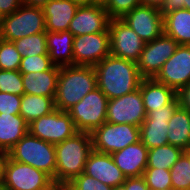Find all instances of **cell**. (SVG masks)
<instances>
[{"instance_id":"obj_1","label":"cell","mask_w":190,"mask_h":190,"mask_svg":"<svg viewBox=\"0 0 190 190\" xmlns=\"http://www.w3.org/2000/svg\"><path fill=\"white\" fill-rule=\"evenodd\" d=\"M97 87L110 100L139 89L143 79L138 71L137 62L107 56L94 66Z\"/></svg>"},{"instance_id":"obj_2","label":"cell","mask_w":190,"mask_h":190,"mask_svg":"<svg viewBox=\"0 0 190 190\" xmlns=\"http://www.w3.org/2000/svg\"><path fill=\"white\" fill-rule=\"evenodd\" d=\"M97 88L96 71L92 66H60L55 109L68 111L87 93Z\"/></svg>"},{"instance_id":"obj_3","label":"cell","mask_w":190,"mask_h":190,"mask_svg":"<svg viewBox=\"0 0 190 190\" xmlns=\"http://www.w3.org/2000/svg\"><path fill=\"white\" fill-rule=\"evenodd\" d=\"M55 182L70 183L84 173L85 163L93 150L91 133L77 132L74 136L55 145Z\"/></svg>"},{"instance_id":"obj_4","label":"cell","mask_w":190,"mask_h":190,"mask_svg":"<svg viewBox=\"0 0 190 190\" xmlns=\"http://www.w3.org/2000/svg\"><path fill=\"white\" fill-rule=\"evenodd\" d=\"M7 155L11 160L46 172L55 181L56 150L54 144L28 132L7 152Z\"/></svg>"},{"instance_id":"obj_5","label":"cell","mask_w":190,"mask_h":190,"mask_svg":"<svg viewBox=\"0 0 190 190\" xmlns=\"http://www.w3.org/2000/svg\"><path fill=\"white\" fill-rule=\"evenodd\" d=\"M46 32L42 7L22 4L14 13L0 18V39L13 42L17 39Z\"/></svg>"},{"instance_id":"obj_6","label":"cell","mask_w":190,"mask_h":190,"mask_svg":"<svg viewBox=\"0 0 190 190\" xmlns=\"http://www.w3.org/2000/svg\"><path fill=\"white\" fill-rule=\"evenodd\" d=\"M108 101L106 95L97 87L72 106L67 112L77 131L92 133L105 123Z\"/></svg>"},{"instance_id":"obj_7","label":"cell","mask_w":190,"mask_h":190,"mask_svg":"<svg viewBox=\"0 0 190 190\" xmlns=\"http://www.w3.org/2000/svg\"><path fill=\"white\" fill-rule=\"evenodd\" d=\"M93 150L112 154L140 141V128L105 122L91 133Z\"/></svg>"},{"instance_id":"obj_8","label":"cell","mask_w":190,"mask_h":190,"mask_svg":"<svg viewBox=\"0 0 190 190\" xmlns=\"http://www.w3.org/2000/svg\"><path fill=\"white\" fill-rule=\"evenodd\" d=\"M28 132L51 144H58L78 131L70 114L58 109L28 124Z\"/></svg>"},{"instance_id":"obj_9","label":"cell","mask_w":190,"mask_h":190,"mask_svg":"<svg viewBox=\"0 0 190 190\" xmlns=\"http://www.w3.org/2000/svg\"><path fill=\"white\" fill-rule=\"evenodd\" d=\"M53 182V178L46 172L11 160L7 156L3 176V184L7 190H42Z\"/></svg>"},{"instance_id":"obj_10","label":"cell","mask_w":190,"mask_h":190,"mask_svg":"<svg viewBox=\"0 0 190 190\" xmlns=\"http://www.w3.org/2000/svg\"><path fill=\"white\" fill-rule=\"evenodd\" d=\"M179 44L163 33L153 41L145 43L137 61L138 71L143 79H152L160 72L163 64L174 54Z\"/></svg>"},{"instance_id":"obj_11","label":"cell","mask_w":190,"mask_h":190,"mask_svg":"<svg viewBox=\"0 0 190 190\" xmlns=\"http://www.w3.org/2000/svg\"><path fill=\"white\" fill-rule=\"evenodd\" d=\"M110 55V33L104 32L75 36L73 40V65L92 66Z\"/></svg>"},{"instance_id":"obj_12","label":"cell","mask_w":190,"mask_h":190,"mask_svg":"<svg viewBox=\"0 0 190 190\" xmlns=\"http://www.w3.org/2000/svg\"><path fill=\"white\" fill-rule=\"evenodd\" d=\"M108 29L110 55L137 62L146 42L121 19H110Z\"/></svg>"},{"instance_id":"obj_13","label":"cell","mask_w":190,"mask_h":190,"mask_svg":"<svg viewBox=\"0 0 190 190\" xmlns=\"http://www.w3.org/2000/svg\"><path fill=\"white\" fill-rule=\"evenodd\" d=\"M146 116L140 89L108 101L106 122L140 127Z\"/></svg>"},{"instance_id":"obj_14","label":"cell","mask_w":190,"mask_h":190,"mask_svg":"<svg viewBox=\"0 0 190 190\" xmlns=\"http://www.w3.org/2000/svg\"><path fill=\"white\" fill-rule=\"evenodd\" d=\"M179 107L177 98L163 108L150 111L140 128V141L148 148H156L168 144V121Z\"/></svg>"},{"instance_id":"obj_15","label":"cell","mask_w":190,"mask_h":190,"mask_svg":"<svg viewBox=\"0 0 190 190\" xmlns=\"http://www.w3.org/2000/svg\"><path fill=\"white\" fill-rule=\"evenodd\" d=\"M121 20L146 43L164 33L163 13L155 7L140 5L125 14Z\"/></svg>"},{"instance_id":"obj_16","label":"cell","mask_w":190,"mask_h":190,"mask_svg":"<svg viewBox=\"0 0 190 190\" xmlns=\"http://www.w3.org/2000/svg\"><path fill=\"white\" fill-rule=\"evenodd\" d=\"M176 92L190 83V45H179L154 78Z\"/></svg>"},{"instance_id":"obj_17","label":"cell","mask_w":190,"mask_h":190,"mask_svg":"<svg viewBox=\"0 0 190 190\" xmlns=\"http://www.w3.org/2000/svg\"><path fill=\"white\" fill-rule=\"evenodd\" d=\"M109 21L110 17L103 5L79 6L70 22L68 31L74 37L104 32L108 28Z\"/></svg>"},{"instance_id":"obj_18","label":"cell","mask_w":190,"mask_h":190,"mask_svg":"<svg viewBox=\"0 0 190 190\" xmlns=\"http://www.w3.org/2000/svg\"><path fill=\"white\" fill-rule=\"evenodd\" d=\"M84 174L112 188L121 186L126 179L122 171L116 166L111 154L95 150H92L87 158Z\"/></svg>"},{"instance_id":"obj_19","label":"cell","mask_w":190,"mask_h":190,"mask_svg":"<svg viewBox=\"0 0 190 190\" xmlns=\"http://www.w3.org/2000/svg\"><path fill=\"white\" fill-rule=\"evenodd\" d=\"M148 150L141 141H138L111 155L126 178L141 177L147 168Z\"/></svg>"},{"instance_id":"obj_20","label":"cell","mask_w":190,"mask_h":190,"mask_svg":"<svg viewBox=\"0 0 190 190\" xmlns=\"http://www.w3.org/2000/svg\"><path fill=\"white\" fill-rule=\"evenodd\" d=\"M78 7L72 0H49L42 7L46 31H67Z\"/></svg>"},{"instance_id":"obj_21","label":"cell","mask_w":190,"mask_h":190,"mask_svg":"<svg viewBox=\"0 0 190 190\" xmlns=\"http://www.w3.org/2000/svg\"><path fill=\"white\" fill-rule=\"evenodd\" d=\"M59 73L60 66L57 65L47 71L21 73L24 93L55 99Z\"/></svg>"},{"instance_id":"obj_22","label":"cell","mask_w":190,"mask_h":190,"mask_svg":"<svg viewBox=\"0 0 190 190\" xmlns=\"http://www.w3.org/2000/svg\"><path fill=\"white\" fill-rule=\"evenodd\" d=\"M146 113L161 109L176 99V91L165 84L157 82L154 78L142 79L139 85Z\"/></svg>"},{"instance_id":"obj_23","label":"cell","mask_w":190,"mask_h":190,"mask_svg":"<svg viewBox=\"0 0 190 190\" xmlns=\"http://www.w3.org/2000/svg\"><path fill=\"white\" fill-rule=\"evenodd\" d=\"M47 50L51 61L57 66L73 65V40L70 31H46Z\"/></svg>"},{"instance_id":"obj_24","label":"cell","mask_w":190,"mask_h":190,"mask_svg":"<svg viewBox=\"0 0 190 190\" xmlns=\"http://www.w3.org/2000/svg\"><path fill=\"white\" fill-rule=\"evenodd\" d=\"M28 133V124L20 114L0 113V151L7 153Z\"/></svg>"},{"instance_id":"obj_25","label":"cell","mask_w":190,"mask_h":190,"mask_svg":"<svg viewBox=\"0 0 190 190\" xmlns=\"http://www.w3.org/2000/svg\"><path fill=\"white\" fill-rule=\"evenodd\" d=\"M168 144L188 151L190 149V112L178 107L168 121Z\"/></svg>"},{"instance_id":"obj_26","label":"cell","mask_w":190,"mask_h":190,"mask_svg":"<svg viewBox=\"0 0 190 190\" xmlns=\"http://www.w3.org/2000/svg\"><path fill=\"white\" fill-rule=\"evenodd\" d=\"M164 33L179 45H190V10L178 9L166 13Z\"/></svg>"},{"instance_id":"obj_27","label":"cell","mask_w":190,"mask_h":190,"mask_svg":"<svg viewBox=\"0 0 190 190\" xmlns=\"http://www.w3.org/2000/svg\"><path fill=\"white\" fill-rule=\"evenodd\" d=\"M55 110V103L52 97L23 94L20 103V115L27 124L50 114Z\"/></svg>"},{"instance_id":"obj_28","label":"cell","mask_w":190,"mask_h":190,"mask_svg":"<svg viewBox=\"0 0 190 190\" xmlns=\"http://www.w3.org/2000/svg\"><path fill=\"white\" fill-rule=\"evenodd\" d=\"M184 152L170 144L151 148L148 150L147 168L170 170Z\"/></svg>"},{"instance_id":"obj_29","label":"cell","mask_w":190,"mask_h":190,"mask_svg":"<svg viewBox=\"0 0 190 190\" xmlns=\"http://www.w3.org/2000/svg\"><path fill=\"white\" fill-rule=\"evenodd\" d=\"M21 57L48 55L46 32L29 35L13 41Z\"/></svg>"},{"instance_id":"obj_30","label":"cell","mask_w":190,"mask_h":190,"mask_svg":"<svg viewBox=\"0 0 190 190\" xmlns=\"http://www.w3.org/2000/svg\"><path fill=\"white\" fill-rule=\"evenodd\" d=\"M170 174L174 190H190V158L185 153L171 167Z\"/></svg>"},{"instance_id":"obj_31","label":"cell","mask_w":190,"mask_h":190,"mask_svg":"<svg viewBox=\"0 0 190 190\" xmlns=\"http://www.w3.org/2000/svg\"><path fill=\"white\" fill-rule=\"evenodd\" d=\"M21 58L13 42L0 39V70H19Z\"/></svg>"},{"instance_id":"obj_32","label":"cell","mask_w":190,"mask_h":190,"mask_svg":"<svg viewBox=\"0 0 190 190\" xmlns=\"http://www.w3.org/2000/svg\"><path fill=\"white\" fill-rule=\"evenodd\" d=\"M0 92L22 96L24 87L19 70H0Z\"/></svg>"},{"instance_id":"obj_33","label":"cell","mask_w":190,"mask_h":190,"mask_svg":"<svg viewBox=\"0 0 190 190\" xmlns=\"http://www.w3.org/2000/svg\"><path fill=\"white\" fill-rule=\"evenodd\" d=\"M142 177L149 189H169L172 188L170 170L158 168H146Z\"/></svg>"},{"instance_id":"obj_34","label":"cell","mask_w":190,"mask_h":190,"mask_svg":"<svg viewBox=\"0 0 190 190\" xmlns=\"http://www.w3.org/2000/svg\"><path fill=\"white\" fill-rule=\"evenodd\" d=\"M54 65L49 55L26 56L21 58L19 72H42L50 70Z\"/></svg>"},{"instance_id":"obj_35","label":"cell","mask_w":190,"mask_h":190,"mask_svg":"<svg viewBox=\"0 0 190 190\" xmlns=\"http://www.w3.org/2000/svg\"><path fill=\"white\" fill-rule=\"evenodd\" d=\"M141 5V0H109L104 6L110 19H121L135 7Z\"/></svg>"},{"instance_id":"obj_36","label":"cell","mask_w":190,"mask_h":190,"mask_svg":"<svg viewBox=\"0 0 190 190\" xmlns=\"http://www.w3.org/2000/svg\"><path fill=\"white\" fill-rule=\"evenodd\" d=\"M68 190H112V187L84 173L67 184Z\"/></svg>"},{"instance_id":"obj_37","label":"cell","mask_w":190,"mask_h":190,"mask_svg":"<svg viewBox=\"0 0 190 190\" xmlns=\"http://www.w3.org/2000/svg\"><path fill=\"white\" fill-rule=\"evenodd\" d=\"M21 96L0 92V113L20 114Z\"/></svg>"},{"instance_id":"obj_38","label":"cell","mask_w":190,"mask_h":190,"mask_svg":"<svg viewBox=\"0 0 190 190\" xmlns=\"http://www.w3.org/2000/svg\"><path fill=\"white\" fill-rule=\"evenodd\" d=\"M22 4V0H0V18L14 13Z\"/></svg>"},{"instance_id":"obj_39","label":"cell","mask_w":190,"mask_h":190,"mask_svg":"<svg viewBox=\"0 0 190 190\" xmlns=\"http://www.w3.org/2000/svg\"><path fill=\"white\" fill-rule=\"evenodd\" d=\"M176 98L179 107L190 112V83L176 92Z\"/></svg>"},{"instance_id":"obj_40","label":"cell","mask_w":190,"mask_h":190,"mask_svg":"<svg viewBox=\"0 0 190 190\" xmlns=\"http://www.w3.org/2000/svg\"><path fill=\"white\" fill-rule=\"evenodd\" d=\"M122 185L125 190H150L142 176L126 178Z\"/></svg>"},{"instance_id":"obj_41","label":"cell","mask_w":190,"mask_h":190,"mask_svg":"<svg viewBox=\"0 0 190 190\" xmlns=\"http://www.w3.org/2000/svg\"><path fill=\"white\" fill-rule=\"evenodd\" d=\"M182 9V0H166L161 12L163 13V16L171 11Z\"/></svg>"},{"instance_id":"obj_42","label":"cell","mask_w":190,"mask_h":190,"mask_svg":"<svg viewBox=\"0 0 190 190\" xmlns=\"http://www.w3.org/2000/svg\"><path fill=\"white\" fill-rule=\"evenodd\" d=\"M166 0H141V5L162 9Z\"/></svg>"},{"instance_id":"obj_43","label":"cell","mask_w":190,"mask_h":190,"mask_svg":"<svg viewBox=\"0 0 190 190\" xmlns=\"http://www.w3.org/2000/svg\"><path fill=\"white\" fill-rule=\"evenodd\" d=\"M7 153L0 151V182H3L4 165L7 159Z\"/></svg>"},{"instance_id":"obj_44","label":"cell","mask_w":190,"mask_h":190,"mask_svg":"<svg viewBox=\"0 0 190 190\" xmlns=\"http://www.w3.org/2000/svg\"><path fill=\"white\" fill-rule=\"evenodd\" d=\"M49 0H22L24 5L43 7Z\"/></svg>"},{"instance_id":"obj_45","label":"cell","mask_w":190,"mask_h":190,"mask_svg":"<svg viewBox=\"0 0 190 190\" xmlns=\"http://www.w3.org/2000/svg\"><path fill=\"white\" fill-rule=\"evenodd\" d=\"M42 190H68V187L66 184L54 181L48 187Z\"/></svg>"},{"instance_id":"obj_46","label":"cell","mask_w":190,"mask_h":190,"mask_svg":"<svg viewBox=\"0 0 190 190\" xmlns=\"http://www.w3.org/2000/svg\"><path fill=\"white\" fill-rule=\"evenodd\" d=\"M78 6H91L96 4V0H72Z\"/></svg>"},{"instance_id":"obj_47","label":"cell","mask_w":190,"mask_h":190,"mask_svg":"<svg viewBox=\"0 0 190 190\" xmlns=\"http://www.w3.org/2000/svg\"><path fill=\"white\" fill-rule=\"evenodd\" d=\"M182 9L190 10V0H182Z\"/></svg>"},{"instance_id":"obj_48","label":"cell","mask_w":190,"mask_h":190,"mask_svg":"<svg viewBox=\"0 0 190 190\" xmlns=\"http://www.w3.org/2000/svg\"><path fill=\"white\" fill-rule=\"evenodd\" d=\"M109 0H96V4L105 6Z\"/></svg>"},{"instance_id":"obj_49","label":"cell","mask_w":190,"mask_h":190,"mask_svg":"<svg viewBox=\"0 0 190 190\" xmlns=\"http://www.w3.org/2000/svg\"><path fill=\"white\" fill-rule=\"evenodd\" d=\"M112 190H125V187L123 185L113 187Z\"/></svg>"},{"instance_id":"obj_50","label":"cell","mask_w":190,"mask_h":190,"mask_svg":"<svg viewBox=\"0 0 190 190\" xmlns=\"http://www.w3.org/2000/svg\"><path fill=\"white\" fill-rule=\"evenodd\" d=\"M0 190H7V189L4 187L3 182H0Z\"/></svg>"},{"instance_id":"obj_51","label":"cell","mask_w":190,"mask_h":190,"mask_svg":"<svg viewBox=\"0 0 190 190\" xmlns=\"http://www.w3.org/2000/svg\"><path fill=\"white\" fill-rule=\"evenodd\" d=\"M190 158V149L184 152Z\"/></svg>"},{"instance_id":"obj_52","label":"cell","mask_w":190,"mask_h":190,"mask_svg":"<svg viewBox=\"0 0 190 190\" xmlns=\"http://www.w3.org/2000/svg\"><path fill=\"white\" fill-rule=\"evenodd\" d=\"M150 190H174L173 188H169V189H150Z\"/></svg>"}]
</instances>
